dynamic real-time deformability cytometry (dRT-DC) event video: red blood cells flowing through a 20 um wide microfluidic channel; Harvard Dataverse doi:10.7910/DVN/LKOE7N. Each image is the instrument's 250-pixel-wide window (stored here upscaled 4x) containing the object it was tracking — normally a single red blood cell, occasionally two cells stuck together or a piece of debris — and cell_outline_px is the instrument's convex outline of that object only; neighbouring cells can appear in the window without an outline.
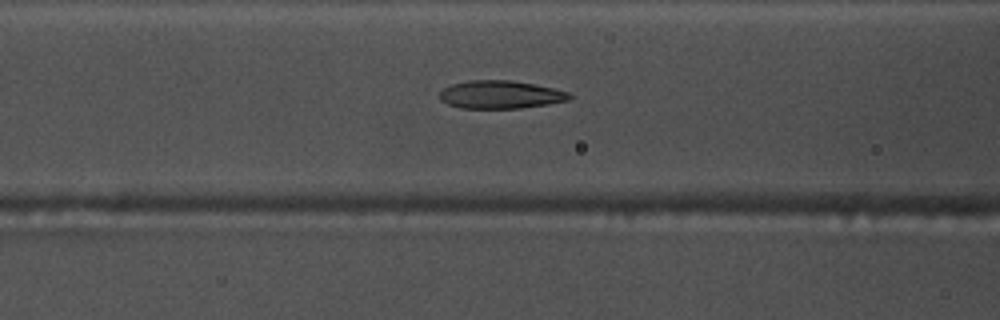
{"species": "common noctule bat (a hibernating species)", "species_latin": "Nyctalus noctula", "temperature_condition": "warm", "stored_images_in_passage": 53, "camera_frame_rate_fps": 3000, "um_per_image_px": 0.085, "animal": {"sex": "male", "body_mass_g": 17.5, "forearm_length_mm": 52.3}, "frame": {"image": 1, "passage_image": 21, "time_ms": 6.667, "image_size_px": [1000, 320], "cell_outline_px": [[572, 96], [568, 100], [548, 104], [520, 108], [460, 108], [448, 104], [440, 100], [440, 92], [444, 88], [452, 84], [468, 80], [512, 80], [552, 88], [568, 92]], "centroid_in_image_um": [42.51, 8.04], "position_along_channel_um": 124.1, "area_um2": 21.04}}
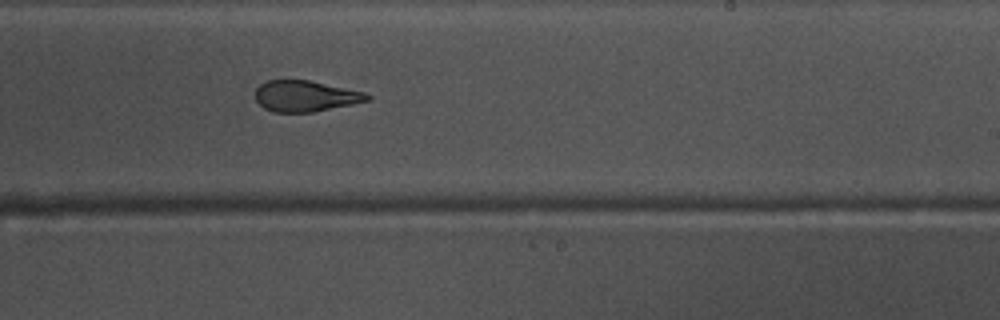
{"frame": {"image": 2, "passage_image": 32, "time_ms": 10.333, "image_size_px": [1000, 320], "cell_outline_px": [[372, 100], [312, 112], [272, 112], [264, 108], [256, 100], [256, 88], [260, 84], [268, 80], [308, 80], [364, 92], [372, 96]], "centroid_in_image_um": [25.96, 8.17], "position_along_channel_um": 263.0, "area_um2": 20.11}}
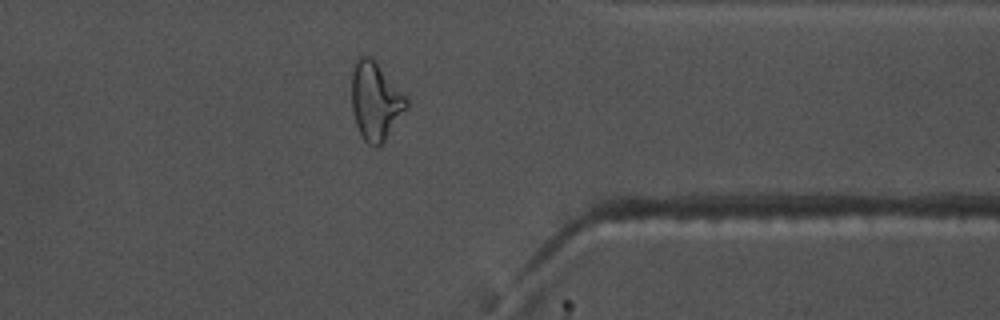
{"frame": {"image": 3, "passage_image": 42, "time_ms": 13.667, "image_size_px": [1000, 320], "cell_outline_px": [[408, 108], [384, 140], [376, 148], [368, 144], [364, 140], [356, 124], [352, 108], [352, 72], [356, 60], [360, 56], [368, 56], [408, 96]], "centroid_in_image_um": [31.93, 8.62], "position_along_channel_um": 379.5, "area_um2": 24.57}, "authors_computed_cell_mechanics": {"area_um2": 22.1374, "velocity_mm_per_s": 3.8007, "shape_relaxation_time_tau1_ms": 6.218, "shape_relaxation_time_tau2_ms": 1.5403, "deformation_change_tau1": 0.2176, "deformation_change_tau2": 0.1035}}